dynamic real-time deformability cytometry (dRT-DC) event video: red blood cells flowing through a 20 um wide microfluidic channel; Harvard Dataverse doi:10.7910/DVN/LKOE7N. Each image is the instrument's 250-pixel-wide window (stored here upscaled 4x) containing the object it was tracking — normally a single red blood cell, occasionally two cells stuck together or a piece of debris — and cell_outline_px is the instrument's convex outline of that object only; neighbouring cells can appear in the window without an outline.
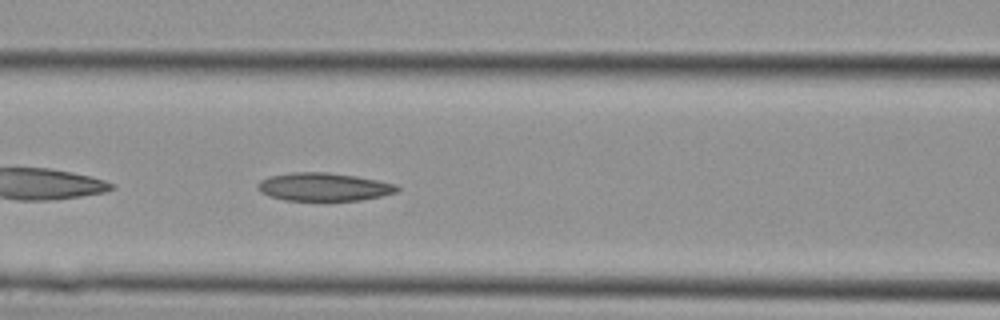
{"species": "Egyptian fruit bat (a non-hibernating species)", "species_latin": "Rousettus aegyptiacus", "temperature_condition": "cold", "stored_images_in_passage": 4, "camera_frame_rate_fps": 3000, "um_per_image_px": 0.085, "animal": {"sex": "female"}, "frame": {"image": 1, "passage_image": 4, "time_ms": 1.0, "image_size_px": [1000, 320], "cell_outline_px": [[400, 192], [360, 200], [284, 200], [268, 196], [260, 192], [256, 188], [256, 184], [260, 180], [268, 176], [292, 172], [328, 172], [356, 176], [396, 184], [400, 188]], "centroid_in_image_um": [27.49, 15.88], "position_along_channel_um": 139.1, "area_um2": 23.0}}